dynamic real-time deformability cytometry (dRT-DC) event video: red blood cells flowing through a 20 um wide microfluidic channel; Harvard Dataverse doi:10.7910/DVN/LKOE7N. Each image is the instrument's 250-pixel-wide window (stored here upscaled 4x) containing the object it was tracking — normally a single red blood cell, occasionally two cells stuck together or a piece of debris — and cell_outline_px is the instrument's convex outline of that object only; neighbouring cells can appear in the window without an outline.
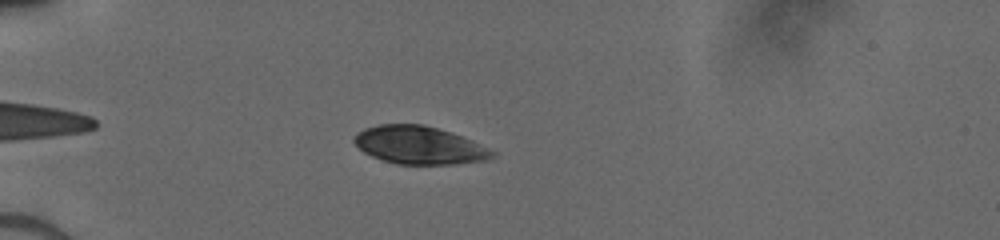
{"species": "human", "species_latin": "Homo sapiens", "temperature_condition": "cold", "stored_images_in_passage": 43, "camera_frame_rate_fps": 3000, "um_per_image_px": 0.085, "donor": {"sex": "male"}, "frame": {"image": 1, "passage_image": 8, "time_ms": 2.333, "image_size_px": [1000, 240], "cell_outline_px": [[496, 152], [488, 160], [456, 164], [396, 164], [372, 156], [364, 152], [352, 140], [356, 132], [364, 128], [380, 124], [424, 124], [472, 140]], "centroid_in_image_um": [35.61, 12.34], "position_along_channel_um": 49.4, "area_um2": 30.35}}
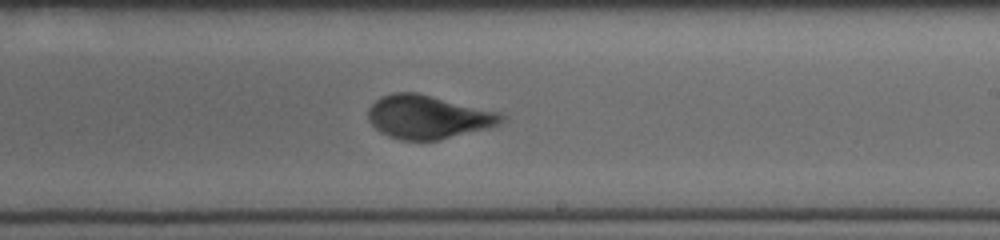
{"frame": {"image": 2, "passage_image": 25, "time_ms": 8.0, "image_size_px": [1000, 240], "cell_outline_px": [[508, 120], [492, 128], [440, 140], [400, 140], [388, 136], [380, 132], [368, 120], [368, 108], [380, 96], [392, 92], [416, 92], [500, 112]], "centroid_in_image_um": [36.42, 9.95], "position_along_channel_um": 252.6, "area_um2": 34.22}}
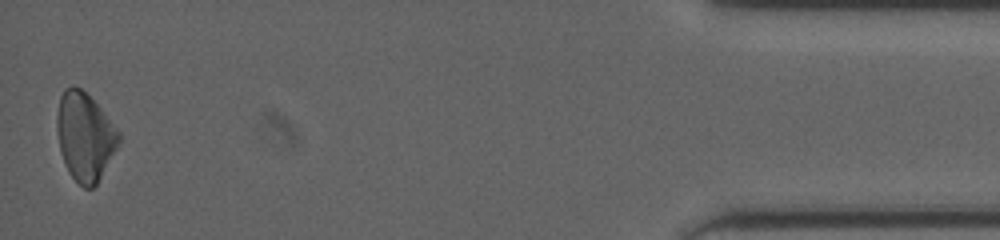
{"frame": {"image": 3, "passage_image": 43, "time_ms": 14.0, "image_size_px": [1000, 240], "cell_outline_px": [[120, 144], [96, 184], [92, 188], [84, 188], [68, 172], [64, 164], [60, 152], [56, 128], [56, 116], [60, 96], [64, 88], [80, 88], [100, 108], [120, 132]], "centroid_in_image_um": [7.2, 11.63], "position_along_channel_um": 428.0, "area_um2": 31.56}}